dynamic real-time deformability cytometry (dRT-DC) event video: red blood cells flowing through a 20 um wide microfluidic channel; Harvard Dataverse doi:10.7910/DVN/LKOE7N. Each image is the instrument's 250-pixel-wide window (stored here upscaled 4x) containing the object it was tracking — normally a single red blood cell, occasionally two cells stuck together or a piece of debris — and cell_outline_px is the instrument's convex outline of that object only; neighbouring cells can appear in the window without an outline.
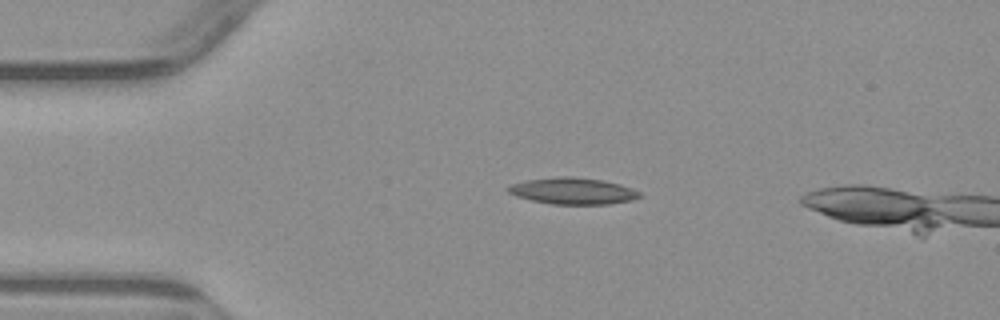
{"species": "common noctule bat (a hibernating species)", "species_latin": "Nyctalus noctula", "temperature_condition": "warm", "stored_images_in_passage": 4, "camera_frame_rate_fps": 3000, "um_per_image_px": 0.085, "animal": {"sex": "male", "body_mass_g": 23.1, "forearm_length_mm": 52.7}, "frame": {"image": 1, "passage_image": 3, "time_ms": 2.333, "image_size_px": [1000, 320], "cell_outline_px": [[644, 196], [632, 200], [608, 204], [552, 204], [532, 200], [516, 196], [508, 192], [504, 188], [512, 184], [528, 180], [556, 176], [572, 176], [604, 180], [620, 184], [632, 188], [640, 192]], "centroid_in_image_um": [48.72, 16.22], "position_along_channel_um": 36.3, "area_um2": 20.46}}